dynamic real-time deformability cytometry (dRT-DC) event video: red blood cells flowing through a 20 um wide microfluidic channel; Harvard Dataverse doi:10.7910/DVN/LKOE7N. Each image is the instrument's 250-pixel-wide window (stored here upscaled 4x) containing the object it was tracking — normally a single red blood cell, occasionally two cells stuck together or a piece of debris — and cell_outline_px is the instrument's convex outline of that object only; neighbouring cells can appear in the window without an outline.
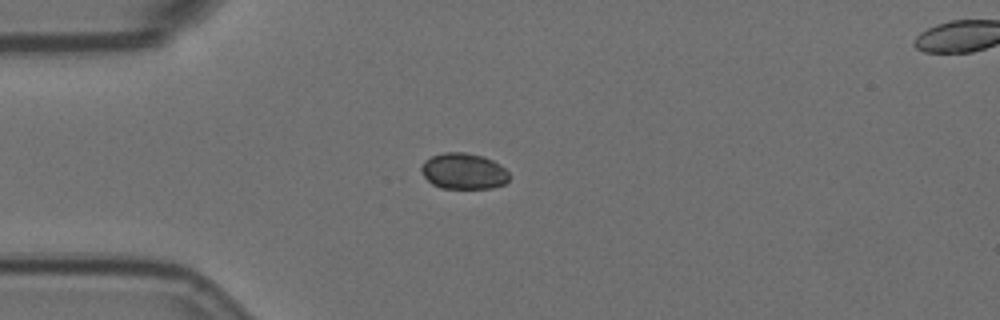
{"species": "Egyptian fruit bat (a non-hibernating species)", "species_latin": "Rousettus aegyptiacus", "temperature_condition": "room temperature", "stored_images_in_passage": 7, "camera_frame_rate_fps": 3000, "um_per_image_px": 0.085, "animal": {"sex": "female"}, "frame": {"image": 1, "passage_image": 3, "time_ms": 0.667, "image_size_px": [1000, 320], "cell_outline_px": [[508, 180], [504, 184], [492, 188], [440, 188], [432, 184], [424, 176], [420, 168], [424, 160], [432, 156], [444, 152], [464, 152], [484, 156], [500, 164], [508, 172]], "centroid_in_image_um": [39.39, 14.54], "position_along_channel_um": 45.6, "area_um2": 18.5}}
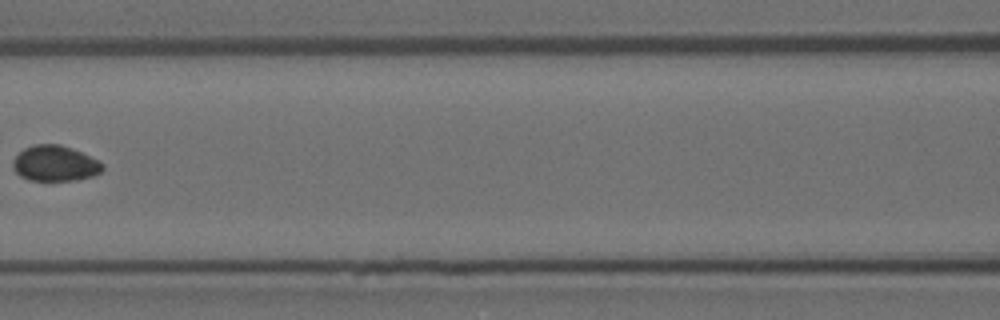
{"frame": {"image": 2, "passage_image": 6, "time_ms": 1.667, "image_size_px": [1000, 320], "cell_outline_px": [[104, 168], [100, 172], [92, 176], [76, 180], [28, 180], [20, 176], [16, 172], [12, 164], [12, 160], [24, 148], [36, 144], [60, 144], [72, 148], [104, 164]], "centroid_in_image_um": [4.65, 13.89], "position_along_channel_um": 161.9, "area_um2": 18.44}}
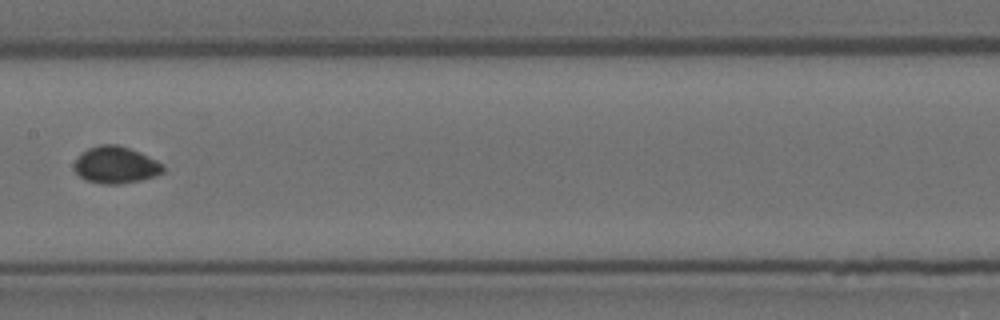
{"frame": {"image": 3, "passage_image": 7, "time_ms": 2.0, "image_size_px": [1000, 320], "cell_outline_px": [[164, 172], [156, 176], [140, 180], [120, 184], [100, 184], [84, 180], [76, 172], [76, 160], [80, 152], [88, 148], [100, 144], [116, 144], [140, 152], [156, 160], [164, 168]], "centroid_in_image_um": [9.83, 14.03], "position_along_channel_um": 197.6, "area_um2": 19.07}}